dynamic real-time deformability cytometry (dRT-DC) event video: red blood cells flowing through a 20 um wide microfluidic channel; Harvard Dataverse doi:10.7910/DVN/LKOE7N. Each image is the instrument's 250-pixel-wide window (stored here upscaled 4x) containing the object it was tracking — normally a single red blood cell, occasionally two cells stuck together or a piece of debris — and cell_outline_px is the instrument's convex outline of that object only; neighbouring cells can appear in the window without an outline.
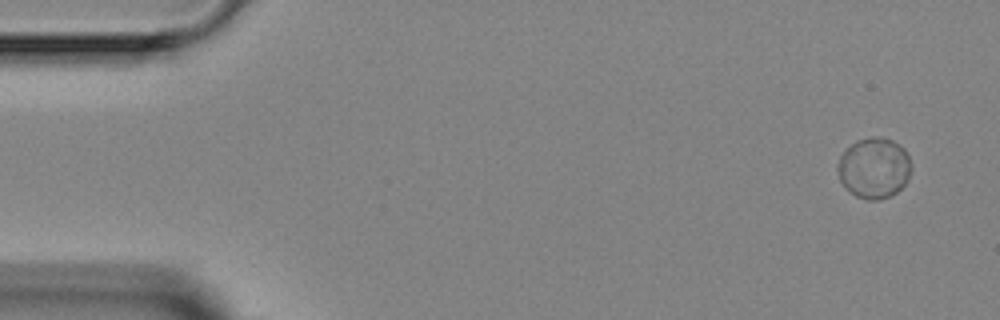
{"species": "Egyptian fruit bat (a non-hibernating species)", "species_latin": "Rousettus aegyptiacus", "temperature_condition": "room temperature", "stored_images_in_passage": 4, "camera_frame_rate_fps": 3000, "um_per_image_px": 0.085, "animal": {"sex": "female"}, "frame": {"image": 1, "passage_image": 1, "time_ms": 0.0, "image_size_px": [1000, 320], "cell_outline_px": [[912, 168], [908, 180], [896, 192], [888, 196], [876, 200], [868, 200], [856, 196], [848, 192], [840, 180], [836, 168], [840, 156], [856, 140], [872, 136], [876, 136], [892, 140], [900, 144], [904, 148], [908, 156]], "centroid_in_image_um": [74.29, 14.27], "position_along_channel_um": 10.7, "area_um2": 26.13}}